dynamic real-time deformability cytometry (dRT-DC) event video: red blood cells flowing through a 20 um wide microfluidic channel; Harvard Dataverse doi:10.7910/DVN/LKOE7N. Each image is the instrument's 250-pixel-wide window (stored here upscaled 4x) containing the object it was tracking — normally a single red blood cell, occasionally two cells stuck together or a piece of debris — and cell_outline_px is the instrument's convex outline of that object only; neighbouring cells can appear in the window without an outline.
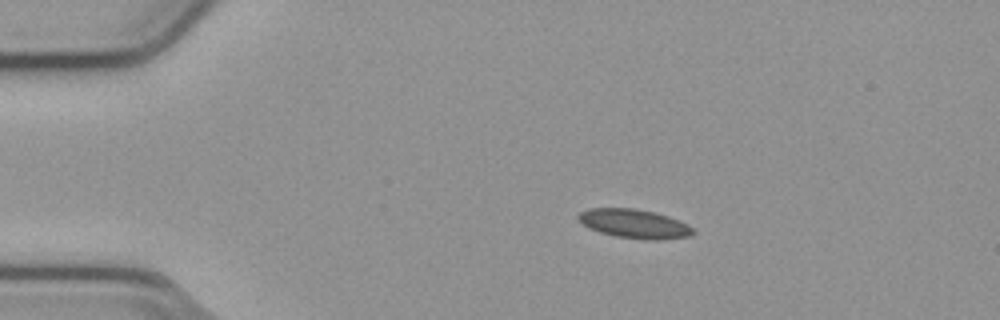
{"species": "common noctule bat (a hibernating species)", "species_latin": "Nyctalus noctula", "temperature_condition": "cold", "stored_images_in_passage": 45, "camera_frame_rate_fps": 3000, "um_per_image_px": 0.085, "animal": {"sex": "male", "body_mass_g": 23.1, "forearm_length_mm": 52.7}, "frame": {"image": 1, "passage_image": 1, "time_ms": 0.0, "image_size_px": [1000, 320], "cell_outline_px": [[696, 232], [692, 236], [616, 236], [600, 232], [588, 228], [576, 216], [580, 212], [588, 208], [636, 208], [656, 212], [680, 220], [688, 224]], "centroid_in_image_um": [53.85, 18.93], "position_along_channel_um": 31.2, "area_um2": 18.32}}
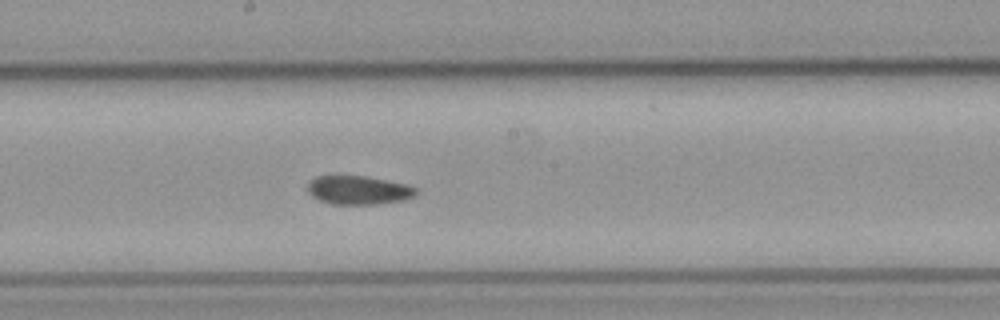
{"frame": {"image": 2, "passage_image": 20, "time_ms": 6.333, "image_size_px": [1000, 320], "cell_outline_px": [[416, 196], [404, 200], [380, 204], [332, 204], [320, 200], [312, 196], [308, 192], [308, 184], [316, 176], [364, 176], [404, 184], [416, 188]], "centroid_in_image_um": [30.47, 16.17], "position_along_channel_um": 217.7, "area_um2": 17.92}}
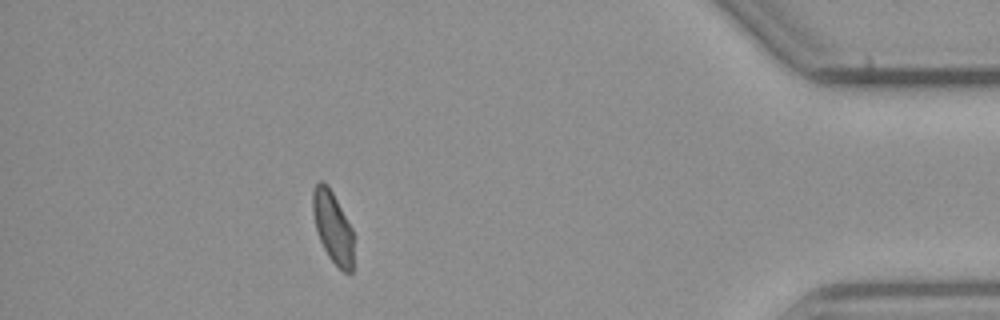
{"frame": {"image": 3, "passage_image": 39, "time_ms": 12.667, "image_size_px": [1000, 320], "cell_outline_px": [[352, 272], [344, 272], [328, 256], [320, 240], [316, 228], [312, 212], [312, 192], [316, 184], [320, 180], [324, 180], [328, 184], [352, 228]], "centroid_in_image_um": [28.26, 19.24], "position_along_channel_um": 406.9, "area_um2": 16.82}, "authors_computed_cell_mechanics": {"area_um2": 18.496, "velocity_mm_per_s": 3.7901, "shape_relaxation_time_tau1_ms": null, "shape_relaxation_time_tau2_ms": 4.9474, "deformation_change_tau1": null, "deformation_change_tau2": 0.0955}}